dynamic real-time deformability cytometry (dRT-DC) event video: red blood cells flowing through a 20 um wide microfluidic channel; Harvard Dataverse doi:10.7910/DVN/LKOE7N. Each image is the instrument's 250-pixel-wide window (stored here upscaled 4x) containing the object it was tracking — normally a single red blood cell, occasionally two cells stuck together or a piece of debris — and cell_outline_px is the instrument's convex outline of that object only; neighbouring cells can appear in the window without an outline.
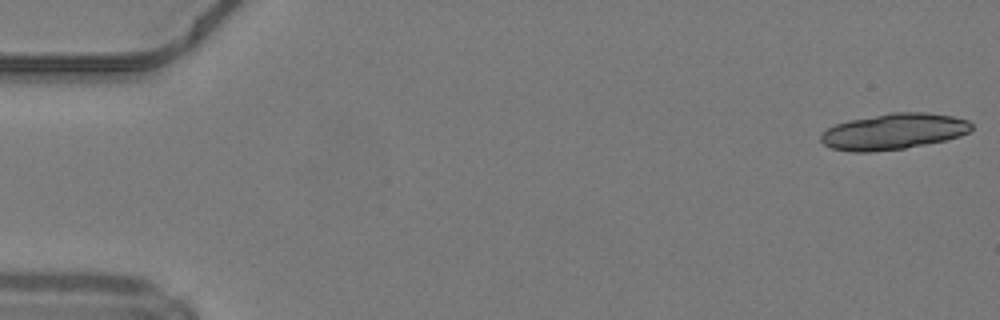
{"species": "common noctule bat (a hibernating species)", "species_latin": "Nyctalus noctula", "temperature_condition": "warm", "stored_images_in_passage": 17, "camera_frame_rate_fps": 3000, "um_per_image_px": 0.085, "animal": {"sex": "male", "body_mass_g": 19.2, "forearm_length_mm": 51.8}, "frame": {"image": 1, "passage_image": 1, "time_ms": 0.0, "image_size_px": [1000, 320], "cell_outline_px": [[972, 128], [968, 132], [960, 136], [944, 140], [904, 148], [872, 152], [852, 152], [832, 148], [824, 144], [820, 140], [820, 136], [828, 128], [836, 124], [848, 120], [892, 112], [924, 112], [952, 116], [968, 120], [972, 124]], "centroid_in_image_um": [75.95, 11.17], "position_along_channel_um": 9.1, "area_um2": 31.44}}